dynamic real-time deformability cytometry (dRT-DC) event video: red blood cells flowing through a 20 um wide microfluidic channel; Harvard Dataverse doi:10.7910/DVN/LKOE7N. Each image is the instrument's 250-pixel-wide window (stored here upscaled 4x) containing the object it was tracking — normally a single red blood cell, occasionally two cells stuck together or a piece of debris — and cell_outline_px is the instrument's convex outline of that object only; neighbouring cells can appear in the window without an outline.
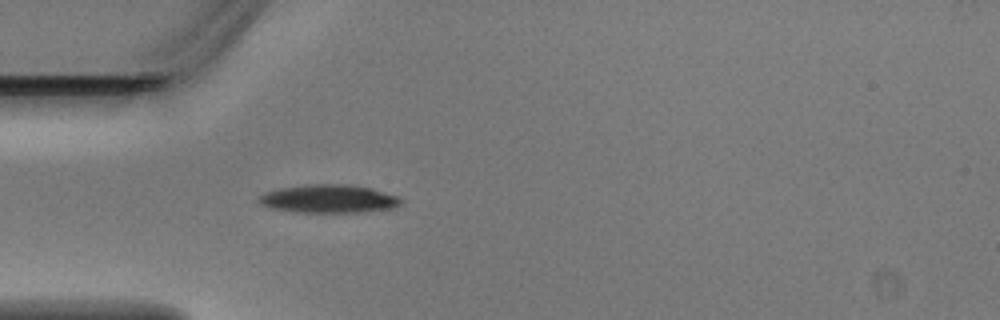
{"species": "Egyptian fruit bat (a non-hibernating species)", "species_latin": "Rousettus aegyptiacus", "temperature_condition": "warm", "stored_images_in_passage": 1, "camera_frame_rate_fps": 3000, "um_per_image_px": 0.085, "animal": {"sex": "male"}, "frame": {"image": 1, "passage_image": 1, "time_ms": 0.0, "image_size_px": [1000, 320], "cell_outline_px": [[404, 200], [400, 204], [392, 208], [360, 212], [296, 212], [272, 208], [260, 204], [256, 200], [256, 196], [264, 192], [280, 188], [304, 184], [352, 184], [372, 188], [400, 196]], "centroid_in_image_um": [27.93, 16.88], "position_along_channel_um": 57.1, "area_um2": 23.76}}